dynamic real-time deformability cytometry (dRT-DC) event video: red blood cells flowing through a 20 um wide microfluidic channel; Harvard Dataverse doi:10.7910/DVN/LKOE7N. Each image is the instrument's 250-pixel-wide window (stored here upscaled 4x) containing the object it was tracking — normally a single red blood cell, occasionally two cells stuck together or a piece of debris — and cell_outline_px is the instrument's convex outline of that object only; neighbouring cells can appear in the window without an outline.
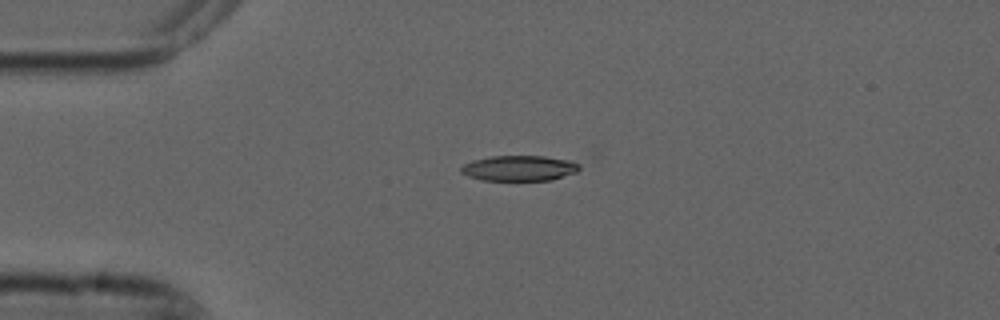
{"species": "common noctule bat (a hibernating species)", "species_latin": "Nyctalus noctula", "temperature_condition": "cold", "stored_images_in_passage": 10, "camera_frame_rate_fps": 3000, "um_per_image_px": 0.085, "animal": {"sex": "male", "forearm_length_mm": 52.5}, "frame": {"image": 1, "passage_image": 4, "time_ms": 1.0, "image_size_px": [1000, 320], "cell_outline_px": [[596, 156], [576, 172], [552, 180], [484, 180], [468, 176], [460, 172], [460, 168], [464, 164], [472, 160], [492, 156], [592, 152], [596, 152]], "centroid_in_image_um": [44.78, 14.15], "position_along_channel_um": 40.2, "area_um2": 20.63}}
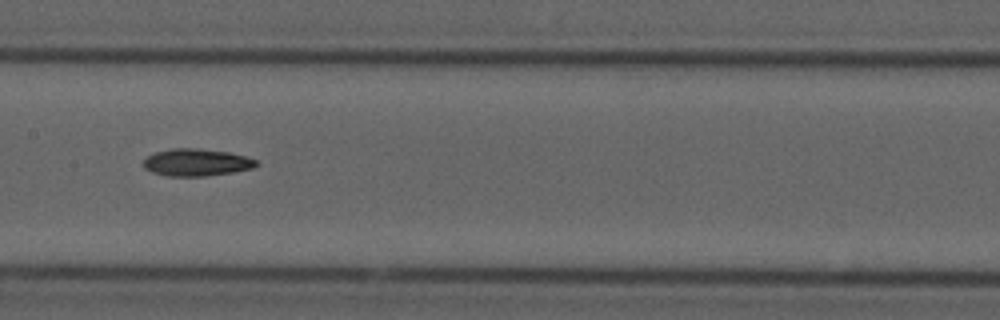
{"frame": {"image": 2, "passage_image": 8, "time_ms": 2.333, "image_size_px": [1000, 320], "cell_outline_px": [[260, 164], [252, 168], [232, 172], [204, 176], [164, 176], [152, 172], [144, 168], [144, 160], [148, 156], [156, 152], [172, 148], [196, 148], [228, 152], [244, 156], [256, 160]], "centroid_in_image_um": [16.69, 13.81], "position_along_channel_um": 190.7, "area_um2": 17.8}}
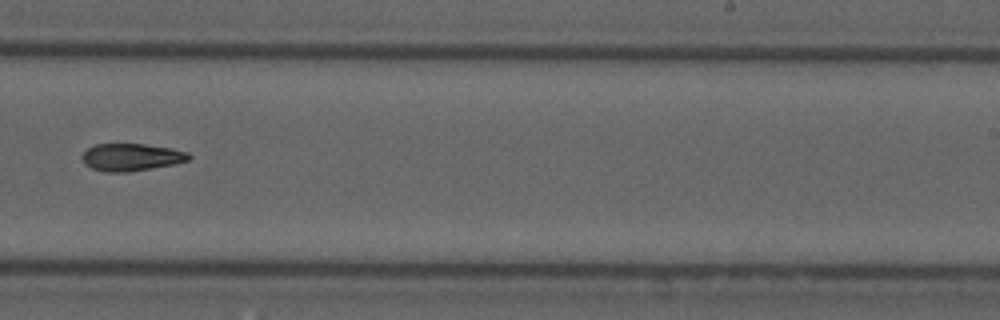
{"frame": {"image": 3, "passage_image": 10, "time_ms": 3.0, "image_size_px": [1000, 320], "cell_outline_px": [[192, 156], [188, 160], [176, 164], [128, 172], [104, 172], [92, 168], [84, 164], [80, 156], [88, 148], [96, 144], [144, 144], [172, 148], [188, 152]], "centroid_in_image_um": [11.16, 13.36], "position_along_channel_um": 277.8, "area_um2": 17.17}}